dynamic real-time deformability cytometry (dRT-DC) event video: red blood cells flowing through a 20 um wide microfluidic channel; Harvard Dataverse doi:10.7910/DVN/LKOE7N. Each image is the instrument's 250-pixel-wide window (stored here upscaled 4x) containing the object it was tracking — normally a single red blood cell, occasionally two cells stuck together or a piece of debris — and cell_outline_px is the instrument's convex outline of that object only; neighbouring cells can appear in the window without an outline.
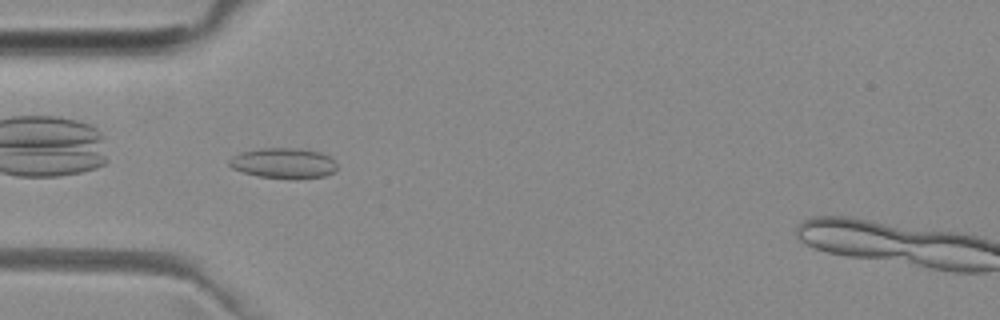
{"species": "common noctule bat (a hibernating species)", "species_latin": "Nyctalus noctula", "temperature_condition": "room temperature", "stored_images_in_passage": 38, "camera_frame_rate_fps": 3000, "um_per_image_px": 0.085, "animal": {"sex": "female", "body_mass_g": 29.2, "forearm_length_mm": 56.3}, "frame": {"image": 1, "passage_image": 2, "time_ms": 0.333, "image_size_px": [1000, 320], "cell_outline_px": [[336, 172], [324, 176], [296, 180], [292, 180], [260, 176], [244, 172], [232, 168], [228, 164], [228, 160], [232, 156], [240, 152], [264, 148], [300, 148], [320, 152], [328, 156], [336, 164]], "centroid_in_image_um": [24.11, 13.88], "position_along_channel_um": 60.9, "area_um2": 19.31}}
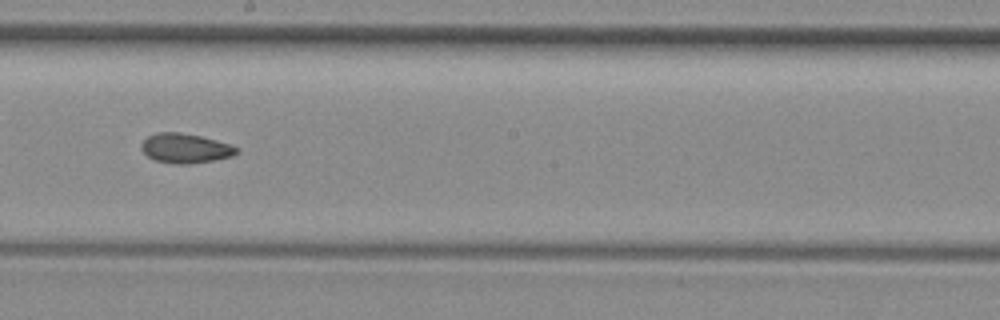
{"frame": {"image": 2, "passage_image": 15, "time_ms": 4.667, "image_size_px": [1000, 320], "cell_outline_px": [[240, 152], [232, 156], [212, 160], [188, 164], [176, 164], [156, 160], [148, 156], [140, 148], [144, 140], [148, 136], [156, 132], [180, 132], [200, 136], [216, 140], [240, 148]], "centroid_in_image_um": [15.76, 12.59], "position_along_channel_um": 232.4, "area_um2": 16.3}}
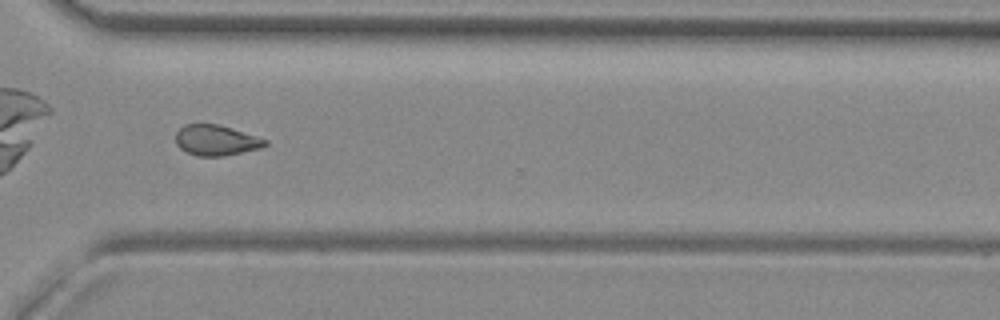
{"frame": {"image": 3, "passage_image": 24, "time_ms": 7.667, "image_size_px": [1000, 320], "cell_outline_px": [[268, 144], [260, 148], [224, 156], [200, 156], [188, 152], [180, 148], [176, 144], [176, 132], [184, 124], [216, 124], [232, 128], [268, 140]], "centroid_in_image_um": [18.37, 11.92], "position_along_channel_um": 352.2, "area_um2": 15.78}, "authors_computed_cell_mechanics": {"area_um2": 16.184, "velocity_mm_per_s": 3.9964, "shape_relaxation_time_tau1_ms": null, "shape_relaxation_time_tau2_ms": 3.6625, "deformation_change_tau1": null, "deformation_change_tau2": 0.0862}}